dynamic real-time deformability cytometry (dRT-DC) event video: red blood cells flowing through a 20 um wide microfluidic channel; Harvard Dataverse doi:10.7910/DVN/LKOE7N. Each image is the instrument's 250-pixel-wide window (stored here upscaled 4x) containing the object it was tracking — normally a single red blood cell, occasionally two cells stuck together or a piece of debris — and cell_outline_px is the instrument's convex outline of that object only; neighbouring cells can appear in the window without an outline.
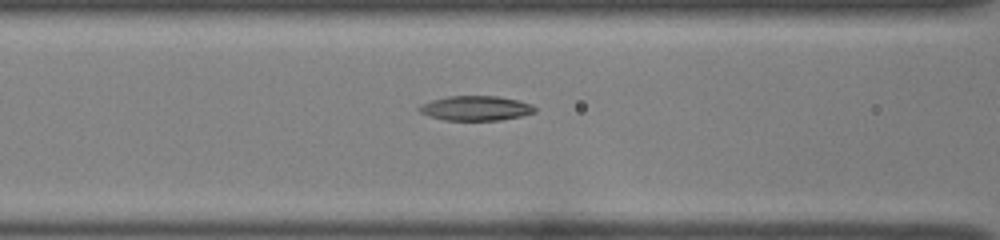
{"species": "common noctule bat (a hibernating species)", "species_latin": "Nyctalus noctula", "temperature_condition": "room temperature", "stored_images_in_passage": 18, "camera_frame_rate_fps": 3000, "um_per_image_px": 0.085, "animal": {"sex": "female", "body_mass_g": 22.0, "forearm_length_mm": 56.7}, "frame": {"image": 1, "passage_image": 16, "time_ms": 5.0, "image_size_px": [1000, 240], "cell_outline_px": [[536, 112], [524, 116], [500, 120], [444, 120], [428, 116], [420, 112], [416, 108], [420, 104], [432, 100], [448, 96], [496, 96], [516, 100], [532, 104], [536, 108]], "centroid_in_image_um": [40.43, 9.2], "position_along_channel_um": 126.2, "area_um2": 16.76}}